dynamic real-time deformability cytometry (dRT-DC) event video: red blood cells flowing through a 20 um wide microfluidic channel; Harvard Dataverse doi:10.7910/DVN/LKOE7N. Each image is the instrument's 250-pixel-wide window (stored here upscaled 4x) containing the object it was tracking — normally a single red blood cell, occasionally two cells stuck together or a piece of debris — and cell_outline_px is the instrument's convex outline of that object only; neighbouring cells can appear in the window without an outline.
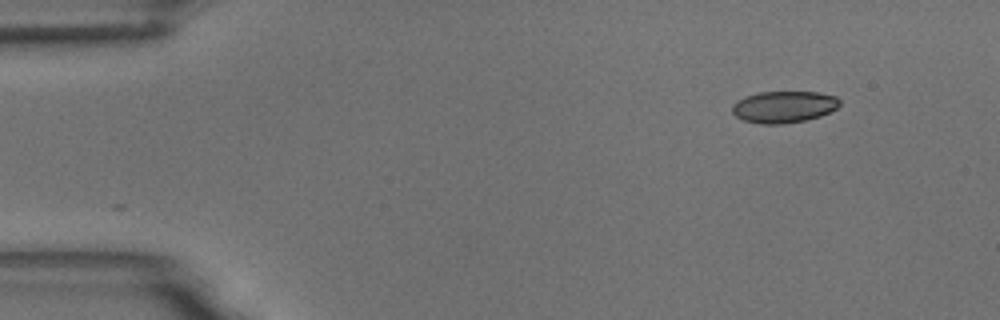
{"species": "common noctule bat (a hibernating species)", "species_latin": "Nyctalus noctula", "temperature_condition": "room temperature", "stored_images_in_passage": 50, "camera_frame_rate_fps": 3000, "um_per_image_px": 0.085, "animal": {"sex": "male", "body_mass_g": 18.8}, "frame": {"image": 1, "passage_image": 1, "time_ms": 0.0, "image_size_px": [1000, 320], "cell_outline_px": [[840, 104], [836, 108], [820, 116], [804, 120], [784, 124], [760, 124], [744, 120], [736, 116], [732, 112], [732, 104], [748, 96], [760, 92], [816, 92], [836, 96], [840, 100]], "centroid_in_image_um": [66.63, 9.09], "position_along_channel_um": 18.4, "area_um2": 19.65}}
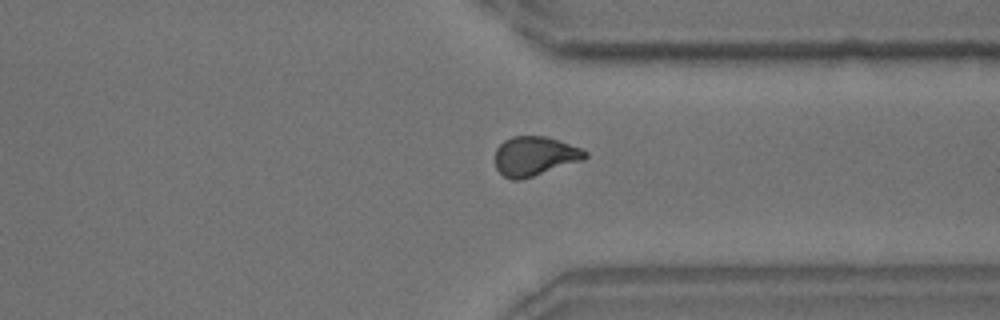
{"frame": {"image": 2, "passage_image": 37, "time_ms": 12.0, "image_size_px": [1000, 320], "cell_outline_px": [[588, 156], [584, 160], [520, 180], [512, 180], [504, 176], [496, 168], [496, 148], [504, 140], [512, 136], [544, 136], [580, 148], [588, 152]], "centroid_in_image_um": [45.44, 13.27], "position_along_channel_um": 366.0, "area_um2": 20.46}}
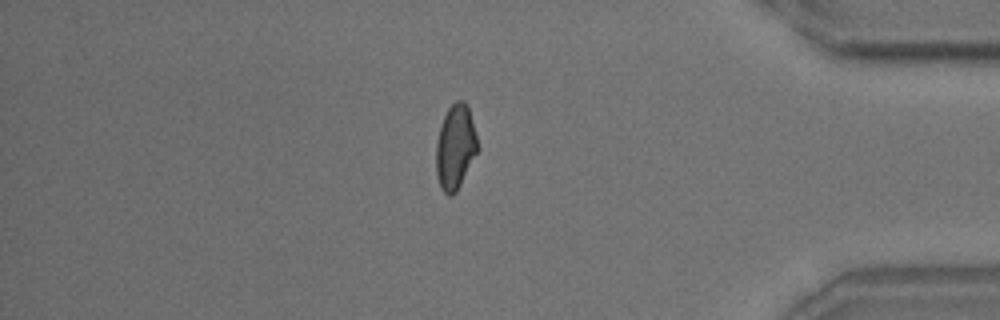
{"frame": {"image": 3, "passage_image": 42, "time_ms": 13.667, "image_size_px": [1000, 320], "cell_outline_px": [[480, 148], [456, 192], [452, 196], [448, 196], [440, 188], [436, 176], [436, 140], [444, 116], [448, 108], [456, 100], [464, 100], [468, 104]], "centroid_in_image_um": [38.71, 12.5], "position_along_channel_um": 396.5, "area_um2": 20.81}, "authors_computed_cell_mechanics": {"area_um2": 20.6635, "velocity_mm_per_s": 3.6648, "shape_relaxation_time_tau1_ms": 9.9469, "shape_relaxation_time_tau2_ms": 1.2965, "deformation_change_tau1": 0.1803, "deformation_change_tau2": 0.0537}}